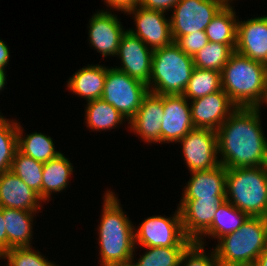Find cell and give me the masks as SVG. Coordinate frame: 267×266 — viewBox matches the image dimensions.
I'll use <instances>...</instances> for the list:
<instances>
[{
	"mask_svg": "<svg viewBox=\"0 0 267 266\" xmlns=\"http://www.w3.org/2000/svg\"><path fill=\"white\" fill-rule=\"evenodd\" d=\"M253 266H267V248L258 256Z\"/></svg>",
	"mask_w": 267,
	"mask_h": 266,
	"instance_id": "ab89813d",
	"label": "cell"
},
{
	"mask_svg": "<svg viewBox=\"0 0 267 266\" xmlns=\"http://www.w3.org/2000/svg\"><path fill=\"white\" fill-rule=\"evenodd\" d=\"M224 5L223 0H180L169 17L173 42L180 36L205 31Z\"/></svg>",
	"mask_w": 267,
	"mask_h": 266,
	"instance_id": "ba28073f",
	"label": "cell"
},
{
	"mask_svg": "<svg viewBox=\"0 0 267 266\" xmlns=\"http://www.w3.org/2000/svg\"><path fill=\"white\" fill-rule=\"evenodd\" d=\"M38 211L3 208V217L7 234V250L19 247H31L33 216Z\"/></svg>",
	"mask_w": 267,
	"mask_h": 266,
	"instance_id": "7402d4cb",
	"label": "cell"
},
{
	"mask_svg": "<svg viewBox=\"0 0 267 266\" xmlns=\"http://www.w3.org/2000/svg\"><path fill=\"white\" fill-rule=\"evenodd\" d=\"M134 230L118 197L108 190L104 195L98 228L101 266H126L133 261L136 248Z\"/></svg>",
	"mask_w": 267,
	"mask_h": 266,
	"instance_id": "7a4b0ae2",
	"label": "cell"
},
{
	"mask_svg": "<svg viewBox=\"0 0 267 266\" xmlns=\"http://www.w3.org/2000/svg\"><path fill=\"white\" fill-rule=\"evenodd\" d=\"M188 101L182 94L163 95L161 143H178L195 128Z\"/></svg>",
	"mask_w": 267,
	"mask_h": 266,
	"instance_id": "5bb4252c",
	"label": "cell"
},
{
	"mask_svg": "<svg viewBox=\"0 0 267 266\" xmlns=\"http://www.w3.org/2000/svg\"><path fill=\"white\" fill-rule=\"evenodd\" d=\"M194 67L193 57L185 54L175 42L153 50L151 77L147 84L149 92L183 94Z\"/></svg>",
	"mask_w": 267,
	"mask_h": 266,
	"instance_id": "8992f818",
	"label": "cell"
},
{
	"mask_svg": "<svg viewBox=\"0 0 267 266\" xmlns=\"http://www.w3.org/2000/svg\"><path fill=\"white\" fill-rule=\"evenodd\" d=\"M86 106L85 122L87 128L94 131H107L116 128L122 121H127L119 111L101 98L88 101Z\"/></svg>",
	"mask_w": 267,
	"mask_h": 266,
	"instance_id": "4316f807",
	"label": "cell"
},
{
	"mask_svg": "<svg viewBox=\"0 0 267 266\" xmlns=\"http://www.w3.org/2000/svg\"><path fill=\"white\" fill-rule=\"evenodd\" d=\"M180 0H141L140 6L148 10H156L161 12L169 11ZM169 9V10H168Z\"/></svg>",
	"mask_w": 267,
	"mask_h": 266,
	"instance_id": "d590c367",
	"label": "cell"
},
{
	"mask_svg": "<svg viewBox=\"0 0 267 266\" xmlns=\"http://www.w3.org/2000/svg\"><path fill=\"white\" fill-rule=\"evenodd\" d=\"M179 143L190 172L210 170L220 165L215 130L194 128Z\"/></svg>",
	"mask_w": 267,
	"mask_h": 266,
	"instance_id": "30bf717a",
	"label": "cell"
},
{
	"mask_svg": "<svg viewBox=\"0 0 267 266\" xmlns=\"http://www.w3.org/2000/svg\"><path fill=\"white\" fill-rule=\"evenodd\" d=\"M235 51L267 66V16L238 19Z\"/></svg>",
	"mask_w": 267,
	"mask_h": 266,
	"instance_id": "ac0fdd59",
	"label": "cell"
},
{
	"mask_svg": "<svg viewBox=\"0 0 267 266\" xmlns=\"http://www.w3.org/2000/svg\"><path fill=\"white\" fill-rule=\"evenodd\" d=\"M148 85L115 67L107 68L101 99L130 120L148 94Z\"/></svg>",
	"mask_w": 267,
	"mask_h": 266,
	"instance_id": "52a82bcc",
	"label": "cell"
},
{
	"mask_svg": "<svg viewBox=\"0 0 267 266\" xmlns=\"http://www.w3.org/2000/svg\"><path fill=\"white\" fill-rule=\"evenodd\" d=\"M234 7L225 4L205 28L210 42L229 45L234 51L237 42V24Z\"/></svg>",
	"mask_w": 267,
	"mask_h": 266,
	"instance_id": "cb8c5ba5",
	"label": "cell"
},
{
	"mask_svg": "<svg viewBox=\"0 0 267 266\" xmlns=\"http://www.w3.org/2000/svg\"><path fill=\"white\" fill-rule=\"evenodd\" d=\"M221 87L237 107L261 108L267 97V66L234 51L221 71Z\"/></svg>",
	"mask_w": 267,
	"mask_h": 266,
	"instance_id": "3957f363",
	"label": "cell"
},
{
	"mask_svg": "<svg viewBox=\"0 0 267 266\" xmlns=\"http://www.w3.org/2000/svg\"><path fill=\"white\" fill-rule=\"evenodd\" d=\"M134 15L136 28L129 32L140 38L152 50L165 47L173 42L170 19L164 12L148 10L141 6L135 7L127 13Z\"/></svg>",
	"mask_w": 267,
	"mask_h": 266,
	"instance_id": "7c38bea8",
	"label": "cell"
},
{
	"mask_svg": "<svg viewBox=\"0 0 267 266\" xmlns=\"http://www.w3.org/2000/svg\"><path fill=\"white\" fill-rule=\"evenodd\" d=\"M70 160L63 153L50 159L43 165L42 200H50L51 193L66 189L69 177L73 173Z\"/></svg>",
	"mask_w": 267,
	"mask_h": 266,
	"instance_id": "603a6c76",
	"label": "cell"
},
{
	"mask_svg": "<svg viewBox=\"0 0 267 266\" xmlns=\"http://www.w3.org/2000/svg\"><path fill=\"white\" fill-rule=\"evenodd\" d=\"M107 67L91 65L77 70L67 81V87L73 94L88 101L100 99L103 93Z\"/></svg>",
	"mask_w": 267,
	"mask_h": 266,
	"instance_id": "44dd1931",
	"label": "cell"
},
{
	"mask_svg": "<svg viewBox=\"0 0 267 266\" xmlns=\"http://www.w3.org/2000/svg\"><path fill=\"white\" fill-rule=\"evenodd\" d=\"M44 202L39 194L28 187L12 171L0 175V207L39 211Z\"/></svg>",
	"mask_w": 267,
	"mask_h": 266,
	"instance_id": "d6986e66",
	"label": "cell"
},
{
	"mask_svg": "<svg viewBox=\"0 0 267 266\" xmlns=\"http://www.w3.org/2000/svg\"><path fill=\"white\" fill-rule=\"evenodd\" d=\"M104 2L105 4L107 3L110 9L112 8L124 13H128L141 4V0H105Z\"/></svg>",
	"mask_w": 267,
	"mask_h": 266,
	"instance_id": "8d00e7d4",
	"label": "cell"
},
{
	"mask_svg": "<svg viewBox=\"0 0 267 266\" xmlns=\"http://www.w3.org/2000/svg\"><path fill=\"white\" fill-rule=\"evenodd\" d=\"M233 52L229 45L209 41L193 56L194 66L221 72Z\"/></svg>",
	"mask_w": 267,
	"mask_h": 266,
	"instance_id": "4dcf8cb0",
	"label": "cell"
},
{
	"mask_svg": "<svg viewBox=\"0 0 267 266\" xmlns=\"http://www.w3.org/2000/svg\"><path fill=\"white\" fill-rule=\"evenodd\" d=\"M204 244L192 241L183 251L179 266H219L215 250L206 255Z\"/></svg>",
	"mask_w": 267,
	"mask_h": 266,
	"instance_id": "836d02e7",
	"label": "cell"
},
{
	"mask_svg": "<svg viewBox=\"0 0 267 266\" xmlns=\"http://www.w3.org/2000/svg\"><path fill=\"white\" fill-rule=\"evenodd\" d=\"M121 59V66L116 69L125 72L130 77L149 83L152 71L153 50L140 38L132 35L128 30L122 35L117 55Z\"/></svg>",
	"mask_w": 267,
	"mask_h": 266,
	"instance_id": "8fae6325",
	"label": "cell"
},
{
	"mask_svg": "<svg viewBox=\"0 0 267 266\" xmlns=\"http://www.w3.org/2000/svg\"><path fill=\"white\" fill-rule=\"evenodd\" d=\"M223 89L190 102L191 118L195 128L217 131L221 124L236 110Z\"/></svg>",
	"mask_w": 267,
	"mask_h": 266,
	"instance_id": "4fadbf2b",
	"label": "cell"
},
{
	"mask_svg": "<svg viewBox=\"0 0 267 266\" xmlns=\"http://www.w3.org/2000/svg\"><path fill=\"white\" fill-rule=\"evenodd\" d=\"M221 89V72L194 67L182 95L190 101V99L204 97Z\"/></svg>",
	"mask_w": 267,
	"mask_h": 266,
	"instance_id": "83f0119b",
	"label": "cell"
},
{
	"mask_svg": "<svg viewBox=\"0 0 267 266\" xmlns=\"http://www.w3.org/2000/svg\"><path fill=\"white\" fill-rule=\"evenodd\" d=\"M260 110L237 107L216 131L219 162L226 169L267 165V138Z\"/></svg>",
	"mask_w": 267,
	"mask_h": 266,
	"instance_id": "6da1fadb",
	"label": "cell"
},
{
	"mask_svg": "<svg viewBox=\"0 0 267 266\" xmlns=\"http://www.w3.org/2000/svg\"><path fill=\"white\" fill-rule=\"evenodd\" d=\"M114 13L100 10L89 20V44L102 56H116L122 35L126 32Z\"/></svg>",
	"mask_w": 267,
	"mask_h": 266,
	"instance_id": "2e32d148",
	"label": "cell"
},
{
	"mask_svg": "<svg viewBox=\"0 0 267 266\" xmlns=\"http://www.w3.org/2000/svg\"><path fill=\"white\" fill-rule=\"evenodd\" d=\"M134 234L135 245L142 247H175L186 238L179 208L172 217L157 215L146 218L137 230L135 228Z\"/></svg>",
	"mask_w": 267,
	"mask_h": 266,
	"instance_id": "9c48e42d",
	"label": "cell"
},
{
	"mask_svg": "<svg viewBox=\"0 0 267 266\" xmlns=\"http://www.w3.org/2000/svg\"><path fill=\"white\" fill-rule=\"evenodd\" d=\"M10 52L7 44L0 39V68L5 69L6 65L9 63Z\"/></svg>",
	"mask_w": 267,
	"mask_h": 266,
	"instance_id": "f35d334b",
	"label": "cell"
},
{
	"mask_svg": "<svg viewBox=\"0 0 267 266\" xmlns=\"http://www.w3.org/2000/svg\"><path fill=\"white\" fill-rule=\"evenodd\" d=\"M192 241L185 238L175 247H144V255L135 263L137 266H179L183 251Z\"/></svg>",
	"mask_w": 267,
	"mask_h": 266,
	"instance_id": "f546056e",
	"label": "cell"
},
{
	"mask_svg": "<svg viewBox=\"0 0 267 266\" xmlns=\"http://www.w3.org/2000/svg\"><path fill=\"white\" fill-rule=\"evenodd\" d=\"M190 173L192 176L183 189L182 199L226 198L227 169L222 164L210 170Z\"/></svg>",
	"mask_w": 267,
	"mask_h": 266,
	"instance_id": "ffe728a7",
	"label": "cell"
},
{
	"mask_svg": "<svg viewBox=\"0 0 267 266\" xmlns=\"http://www.w3.org/2000/svg\"><path fill=\"white\" fill-rule=\"evenodd\" d=\"M17 145L21 153L41 163H46L61 154L55 150L53 140L48 135L34 132L23 136V128L19 122L17 123Z\"/></svg>",
	"mask_w": 267,
	"mask_h": 266,
	"instance_id": "484cf974",
	"label": "cell"
},
{
	"mask_svg": "<svg viewBox=\"0 0 267 266\" xmlns=\"http://www.w3.org/2000/svg\"><path fill=\"white\" fill-rule=\"evenodd\" d=\"M6 71L3 68H0V91L3 90L6 82Z\"/></svg>",
	"mask_w": 267,
	"mask_h": 266,
	"instance_id": "60d3db41",
	"label": "cell"
},
{
	"mask_svg": "<svg viewBox=\"0 0 267 266\" xmlns=\"http://www.w3.org/2000/svg\"><path fill=\"white\" fill-rule=\"evenodd\" d=\"M209 42L205 31H196L184 36H180L175 43L187 55L194 56Z\"/></svg>",
	"mask_w": 267,
	"mask_h": 266,
	"instance_id": "e575fe53",
	"label": "cell"
},
{
	"mask_svg": "<svg viewBox=\"0 0 267 266\" xmlns=\"http://www.w3.org/2000/svg\"><path fill=\"white\" fill-rule=\"evenodd\" d=\"M163 116V95L148 92L137 113L128 121L129 128L146 143H161Z\"/></svg>",
	"mask_w": 267,
	"mask_h": 266,
	"instance_id": "e0dca14e",
	"label": "cell"
},
{
	"mask_svg": "<svg viewBox=\"0 0 267 266\" xmlns=\"http://www.w3.org/2000/svg\"><path fill=\"white\" fill-rule=\"evenodd\" d=\"M7 259L6 266H59L48 261L39 251L31 247L11 248L5 251L0 259Z\"/></svg>",
	"mask_w": 267,
	"mask_h": 266,
	"instance_id": "d6a6232c",
	"label": "cell"
},
{
	"mask_svg": "<svg viewBox=\"0 0 267 266\" xmlns=\"http://www.w3.org/2000/svg\"><path fill=\"white\" fill-rule=\"evenodd\" d=\"M0 116V175L11 170L17 145V123Z\"/></svg>",
	"mask_w": 267,
	"mask_h": 266,
	"instance_id": "1f68e13d",
	"label": "cell"
},
{
	"mask_svg": "<svg viewBox=\"0 0 267 266\" xmlns=\"http://www.w3.org/2000/svg\"><path fill=\"white\" fill-rule=\"evenodd\" d=\"M248 217L246 213L225 200L219 205L210 228L196 242L205 244L203 237L207 235L219 240L238 230Z\"/></svg>",
	"mask_w": 267,
	"mask_h": 266,
	"instance_id": "d4e9b609",
	"label": "cell"
},
{
	"mask_svg": "<svg viewBox=\"0 0 267 266\" xmlns=\"http://www.w3.org/2000/svg\"><path fill=\"white\" fill-rule=\"evenodd\" d=\"M43 165L39 161L24 155L18 149L16 150L11 166V170L28 187L37 192L42 199V179Z\"/></svg>",
	"mask_w": 267,
	"mask_h": 266,
	"instance_id": "f1b7e54d",
	"label": "cell"
},
{
	"mask_svg": "<svg viewBox=\"0 0 267 266\" xmlns=\"http://www.w3.org/2000/svg\"><path fill=\"white\" fill-rule=\"evenodd\" d=\"M226 198L181 199L178 206L184 234L197 241L211 226L219 205Z\"/></svg>",
	"mask_w": 267,
	"mask_h": 266,
	"instance_id": "9a60e30c",
	"label": "cell"
},
{
	"mask_svg": "<svg viewBox=\"0 0 267 266\" xmlns=\"http://www.w3.org/2000/svg\"><path fill=\"white\" fill-rule=\"evenodd\" d=\"M218 242L214 250L219 266H253L267 248V218L248 217L238 230Z\"/></svg>",
	"mask_w": 267,
	"mask_h": 266,
	"instance_id": "277c9868",
	"label": "cell"
},
{
	"mask_svg": "<svg viewBox=\"0 0 267 266\" xmlns=\"http://www.w3.org/2000/svg\"><path fill=\"white\" fill-rule=\"evenodd\" d=\"M225 197L249 217L267 218V165L228 168Z\"/></svg>",
	"mask_w": 267,
	"mask_h": 266,
	"instance_id": "5b68a950",
	"label": "cell"
},
{
	"mask_svg": "<svg viewBox=\"0 0 267 266\" xmlns=\"http://www.w3.org/2000/svg\"><path fill=\"white\" fill-rule=\"evenodd\" d=\"M134 262L133 261H131L128 265H126V266H137L135 263L133 264Z\"/></svg>",
	"mask_w": 267,
	"mask_h": 266,
	"instance_id": "7bdbcfd3",
	"label": "cell"
},
{
	"mask_svg": "<svg viewBox=\"0 0 267 266\" xmlns=\"http://www.w3.org/2000/svg\"><path fill=\"white\" fill-rule=\"evenodd\" d=\"M223 1L225 2V4L230 5L233 0H223Z\"/></svg>",
	"mask_w": 267,
	"mask_h": 266,
	"instance_id": "b9f144b4",
	"label": "cell"
},
{
	"mask_svg": "<svg viewBox=\"0 0 267 266\" xmlns=\"http://www.w3.org/2000/svg\"><path fill=\"white\" fill-rule=\"evenodd\" d=\"M7 251V234L3 217V208L0 207V256Z\"/></svg>",
	"mask_w": 267,
	"mask_h": 266,
	"instance_id": "74e56055",
	"label": "cell"
}]
</instances>
